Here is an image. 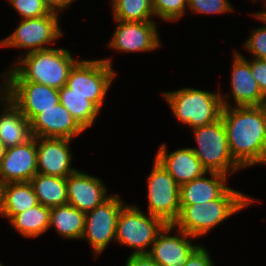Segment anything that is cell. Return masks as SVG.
Listing matches in <instances>:
<instances>
[{
	"instance_id": "obj_19",
	"label": "cell",
	"mask_w": 266,
	"mask_h": 266,
	"mask_svg": "<svg viewBox=\"0 0 266 266\" xmlns=\"http://www.w3.org/2000/svg\"><path fill=\"white\" fill-rule=\"evenodd\" d=\"M155 159L180 186L203 175L206 176L207 173L192 148L178 149L169 154L166 144H162Z\"/></svg>"
},
{
	"instance_id": "obj_11",
	"label": "cell",
	"mask_w": 266,
	"mask_h": 266,
	"mask_svg": "<svg viewBox=\"0 0 266 266\" xmlns=\"http://www.w3.org/2000/svg\"><path fill=\"white\" fill-rule=\"evenodd\" d=\"M5 95L31 121L41 110L59 103L58 89L30 81H5Z\"/></svg>"
},
{
	"instance_id": "obj_4",
	"label": "cell",
	"mask_w": 266,
	"mask_h": 266,
	"mask_svg": "<svg viewBox=\"0 0 266 266\" xmlns=\"http://www.w3.org/2000/svg\"><path fill=\"white\" fill-rule=\"evenodd\" d=\"M174 116L192 128L209 125L221 118L222 94L194 88H183L173 92H162Z\"/></svg>"
},
{
	"instance_id": "obj_7",
	"label": "cell",
	"mask_w": 266,
	"mask_h": 266,
	"mask_svg": "<svg viewBox=\"0 0 266 266\" xmlns=\"http://www.w3.org/2000/svg\"><path fill=\"white\" fill-rule=\"evenodd\" d=\"M166 224L152 215H145L135 205H125L117 219L115 241L134 248L132 254H148L147 246L153 245Z\"/></svg>"
},
{
	"instance_id": "obj_31",
	"label": "cell",
	"mask_w": 266,
	"mask_h": 266,
	"mask_svg": "<svg viewBox=\"0 0 266 266\" xmlns=\"http://www.w3.org/2000/svg\"><path fill=\"white\" fill-rule=\"evenodd\" d=\"M188 8L197 13H223L233 11L227 0H188Z\"/></svg>"
},
{
	"instance_id": "obj_27",
	"label": "cell",
	"mask_w": 266,
	"mask_h": 266,
	"mask_svg": "<svg viewBox=\"0 0 266 266\" xmlns=\"http://www.w3.org/2000/svg\"><path fill=\"white\" fill-rule=\"evenodd\" d=\"M112 6L119 21L146 22L154 16L152 0H112Z\"/></svg>"
},
{
	"instance_id": "obj_9",
	"label": "cell",
	"mask_w": 266,
	"mask_h": 266,
	"mask_svg": "<svg viewBox=\"0 0 266 266\" xmlns=\"http://www.w3.org/2000/svg\"><path fill=\"white\" fill-rule=\"evenodd\" d=\"M124 206L120 197L114 194L85 213L82 238L89 241L97 257L112 239L115 240L118 215Z\"/></svg>"
},
{
	"instance_id": "obj_14",
	"label": "cell",
	"mask_w": 266,
	"mask_h": 266,
	"mask_svg": "<svg viewBox=\"0 0 266 266\" xmlns=\"http://www.w3.org/2000/svg\"><path fill=\"white\" fill-rule=\"evenodd\" d=\"M72 139L37 137V170L44 175L66 178L76 169L71 168L69 143Z\"/></svg>"
},
{
	"instance_id": "obj_5",
	"label": "cell",
	"mask_w": 266,
	"mask_h": 266,
	"mask_svg": "<svg viewBox=\"0 0 266 266\" xmlns=\"http://www.w3.org/2000/svg\"><path fill=\"white\" fill-rule=\"evenodd\" d=\"M193 130L199 148L192 150L207 172L227 175L242 168L231 155L222 118Z\"/></svg>"
},
{
	"instance_id": "obj_2",
	"label": "cell",
	"mask_w": 266,
	"mask_h": 266,
	"mask_svg": "<svg viewBox=\"0 0 266 266\" xmlns=\"http://www.w3.org/2000/svg\"><path fill=\"white\" fill-rule=\"evenodd\" d=\"M24 56L12 70L3 73L4 81H30L60 89L66 85L69 72L78 61L69 50L58 48L33 51Z\"/></svg>"
},
{
	"instance_id": "obj_6",
	"label": "cell",
	"mask_w": 266,
	"mask_h": 266,
	"mask_svg": "<svg viewBox=\"0 0 266 266\" xmlns=\"http://www.w3.org/2000/svg\"><path fill=\"white\" fill-rule=\"evenodd\" d=\"M110 59L79 60L71 68L66 82L67 94L86 96L99 109L114 80Z\"/></svg>"
},
{
	"instance_id": "obj_22",
	"label": "cell",
	"mask_w": 266,
	"mask_h": 266,
	"mask_svg": "<svg viewBox=\"0 0 266 266\" xmlns=\"http://www.w3.org/2000/svg\"><path fill=\"white\" fill-rule=\"evenodd\" d=\"M37 196L30 181L0 185V214L9 221L19 213L36 206Z\"/></svg>"
},
{
	"instance_id": "obj_8",
	"label": "cell",
	"mask_w": 266,
	"mask_h": 266,
	"mask_svg": "<svg viewBox=\"0 0 266 266\" xmlns=\"http://www.w3.org/2000/svg\"><path fill=\"white\" fill-rule=\"evenodd\" d=\"M147 187L148 214L173 225L180 212V185L156 159Z\"/></svg>"
},
{
	"instance_id": "obj_17",
	"label": "cell",
	"mask_w": 266,
	"mask_h": 266,
	"mask_svg": "<svg viewBox=\"0 0 266 266\" xmlns=\"http://www.w3.org/2000/svg\"><path fill=\"white\" fill-rule=\"evenodd\" d=\"M67 204L84 213L101 205L107 196L106 187L101 179L76 170L66 177Z\"/></svg>"
},
{
	"instance_id": "obj_35",
	"label": "cell",
	"mask_w": 266,
	"mask_h": 266,
	"mask_svg": "<svg viewBox=\"0 0 266 266\" xmlns=\"http://www.w3.org/2000/svg\"><path fill=\"white\" fill-rule=\"evenodd\" d=\"M51 12L58 13L61 9L65 10L75 0H42ZM60 9V10H59Z\"/></svg>"
},
{
	"instance_id": "obj_28",
	"label": "cell",
	"mask_w": 266,
	"mask_h": 266,
	"mask_svg": "<svg viewBox=\"0 0 266 266\" xmlns=\"http://www.w3.org/2000/svg\"><path fill=\"white\" fill-rule=\"evenodd\" d=\"M154 16L161 17L165 21L179 19L185 14L188 0H152Z\"/></svg>"
},
{
	"instance_id": "obj_23",
	"label": "cell",
	"mask_w": 266,
	"mask_h": 266,
	"mask_svg": "<svg viewBox=\"0 0 266 266\" xmlns=\"http://www.w3.org/2000/svg\"><path fill=\"white\" fill-rule=\"evenodd\" d=\"M85 225V213L70 204L51 208L49 228L55 227L58 234L69 239L82 238Z\"/></svg>"
},
{
	"instance_id": "obj_13",
	"label": "cell",
	"mask_w": 266,
	"mask_h": 266,
	"mask_svg": "<svg viewBox=\"0 0 266 266\" xmlns=\"http://www.w3.org/2000/svg\"><path fill=\"white\" fill-rule=\"evenodd\" d=\"M118 21L109 47L125 52H145L160 47L159 35L153 21Z\"/></svg>"
},
{
	"instance_id": "obj_36",
	"label": "cell",
	"mask_w": 266,
	"mask_h": 266,
	"mask_svg": "<svg viewBox=\"0 0 266 266\" xmlns=\"http://www.w3.org/2000/svg\"><path fill=\"white\" fill-rule=\"evenodd\" d=\"M6 147L4 146V144L0 141V164L2 162L3 157L5 156L6 153Z\"/></svg>"
},
{
	"instance_id": "obj_34",
	"label": "cell",
	"mask_w": 266,
	"mask_h": 266,
	"mask_svg": "<svg viewBox=\"0 0 266 266\" xmlns=\"http://www.w3.org/2000/svg\"><path fill=\"white\" fill-rule=\"evenodd\" d=\"M125 266H162L148 254H131Z\"/></svg>"
},
{
	"instance_id": "obj_33",
	"label": "cell",
	"mask_w": 266,
	"mask_h": 266,
	"mask_svg": "<svg viewBox=\"0 0 266 266\" xmlns=\"http://www.w3.org/2000/svg\"><path fill=\"white\" fill-rule=\"evenodd\" d=\"M184 266H213L209 252L204 246H199L188 258Z\"/></svg>"
},
{
	"instance_id": "obj_24",
	"label": "cell",
	"mask_w": 266,
	"mask_h": 266,
	"mask_svg": "<svg viewBox=\"0 0 266 266\" xmlns=\"http://www.w3.org/2000/svg\"><path fill=\"white\" fill-rule=\"evenodd\" d=\"M30 182L39 204L49 208L67 204L66 178L37 173Z\"/></svg>"
},
{
	"instance_id": "obj_21",
	"label": "cell",
	"mask_w": 266,
	"mask_h": 266,
	"mask_svg": "<svg viewBox=\"0 0 266 266\" xmlns=\"http://www.w3.org/2000/svg\"><path fill=\"white\" fill-rule=\"evenodd\" d=\"M211 178L204 175L180 186V205H193L218 199L229 187L228 175L210 172Z\"/></svg>"
},
{
	"instance_id": "obj_30",
	"label": "cell",
	"mask_w": 266,
	"mask_h": 266,
	"mask_svg": "<svg viewBox=\"0 0 266 266\" xmlns=\"http://www.w3.org/2000/svg\"><path fill=\"white\" fill-rule=\"evenodd\" d=\"M23 19L39 18L51 11L42 0H9Z\"/></svg>"
},
{
	"instance_id": "obj_1",
	"label": "cell",
	"mask_w": 266,
	"mask_h": 266,
	"mask_svg": "<svg viewBox=\"0 0 266 266\" xmlns=\"http://www.w3.org/2000/svg\"><path fill=\"white\" fill-rule=\"evenodd\" d=\"M221 118L233 159L242 167L266 164V105L231 107L224 97Z\"/></svg>"
},
{
	"instance_id": "obj_29",
	"label": "cell",
	"mask_w": 266,
	"mask_h": 266,
	"mask_svg": "<svg viewBox=\"0 0 266 266\" xmlns=\"http://www.w3.org/2000/svg\"><path fill=\"white\" fill-rule=\"evenodd\" d=\"M252 15L266 22V17L261 12ZM244 47L253 54L254 58L266 60V25L253 30V34L246 41Z\"/></svg>"
},
{
	"instance_id": "obj_32",
	"label": "cell",
	"mask_w": 266,
	"mask_h": 266,
	"mask_svg": "<svg viewBox=\"0 0 266 266\" xmlns=\"http://www.w3.org/2000/svg\"><path fill=\"white\" fill-rule=\"evenodd\" d=\"M249 63L252 75L257 81L263 96L266 98V60L254 58L253 61Z\"/></svg>"
},
{
	"instance_id": "obj_20",
	"label": "cell",
	"mask_w": 266,
	"mask_h": 266,
	"mask_svg": "<svg viewBox=\"0 0 266 266\" xmlns=\"http://www.w3.org/2000/svg\"><path fill=\"white\" fill-rule=\"evenodd\" d=\"M0 91V100L4 102L0 114V141L6 148L23 144L33 137L30 121L5 95L3 84Z\"/></svg>"
},
{
	"instance_id": "obj_10",
	"label": "cell",
	"mask_w": 266,
	"mask_h": 266,
	"mask_svg": "<svg viewBox=\"0 0 266 266\" xmlns=\"http://www.w3.org/2000/svg\"><path fill=\"white\" fill-rule=\"evenodd\" d=\"M58 24V13L55 12L39 18L23 19L13 34L1 40L0 47L25 48L28 53L50 49L46 44L62 35Z\"/></svg>"
},
{
	"instance_id": "obj_25",
	"label": "cell",
	"mask_w": 266,
	"mask_h": 266,
	"mask_svg": "<svg viewBox=\"0 0 266 266\" xmlns=\"http://www.w3.org/2000/svg\"><path fill=\"white\" fill-rule=\"evenodd\" d=\"M51 208L42 204L16 214L10 223L25 237H37L49 229V218Z\"/></svg>"
},
{
	"instance_id": "obj_37",
	"label": "cell",
	"mask_w": 266,
	"mask_h": 266,
	"mask_svg": "<svg viewBox=\"0 0 266 266\" xmlns=\"http://www.w3.org/2000/svg\"><path fill=\"white\" fill-rule=\"evenodd\" d=\"M261 13H262V14H263V15L266 17V11H265V12H264V11H262Z\"/></svg>"
},
{
	"instance_id": "obj_12",
	"label": "cell",
	"mask_w": 266,
	"mask_h": 266,
	"mask_svg": "<svg viewBox=\"0 0 266 266\" xmlns=\"http://www.w3.org/2000/svg\"><path fill=\"white\" fill-rule=\"evenodd\" d=\"M37 173V137L6 149L0 164V185L30 181Z\"/></svg>"
},
{
	"instance_id": "obj_15",
	"label": "cell",
	"mask_w": 266,
	"mask_h": 266,
	"mask_svg": "<svg viewBox=\"0 0 266 266\" xmlns=\"http://www.w3.org/2000/svg\"><path fill=\"white\" fill-rule=\"evenodd\" d=\"M175 228L173 225H165L159 232L151 246L148 255L162 266H184L189 256L199 247L193 245L187 238L188 235L183 230L178 229L177 236H168L167 234Z\"/></svg>"
},
{
	"instance_id": "obj_18",
	"label": "cell",
	"mask_w": 266,
	"mask_h": 266,
	"mask_svg": "<svg viewBox=\"0 0 266 266\" xmlns=\"http://www.w3.org/2000/svg\"><path fill=\"white\" fill-rule=\"evenodd\" d=\"M232 66L230 94L234 98L235 107L266 105V98L259 89L246 58L239 53H234Z\"/></svg>"
},
{
	"instance_id": "obj_3",
	"label": "cell",
	"mask_w": 266,
	"mask_h": 266,
	"mask_svg": "<svg viewBox=\"0 0 266 266\" xmlns=\"http://www.w3.org/2000/svg\"><path fill=\"white\" fill-rule=\"evenodd\" d=\"M253 201L240 191L228 188L218 199L180 205V212L173 226L194 238L200 237Z\"/></svg>"
},
{
	"instance_id": "obj_16",
	"label": "cell",
	"mask_w": 266,
	"mask_h": 266,
	"mask_svg": "<svg viewBox=\"0 0 266 266\" xmlns=\"http://www.w3.org/2000/svg\"><path fill=\"white\" fill-rule=\"evenodd\" d=\"M30 126L34 137L73 139L85 131L60 102L53 108L41 110L30 121Z\"/></svg>"
},
{
	"instance_id": "obj_26",
	"label": "cell",
	"mask_w": 266,
	"mask_h": 266,
	"mask_svg": "<svg viewBox=\"0 0 266 266\" xmlns=\"http://www.w3.org/2000/svg\"><path fill=\"white\" fill-rule=\"evenodd\" d=\"M59 91V102L63 105L85 130L92 126L99 113V108L86 96L79 94H67V87L64 86Z\"/></svg>"
}]
</instances>
